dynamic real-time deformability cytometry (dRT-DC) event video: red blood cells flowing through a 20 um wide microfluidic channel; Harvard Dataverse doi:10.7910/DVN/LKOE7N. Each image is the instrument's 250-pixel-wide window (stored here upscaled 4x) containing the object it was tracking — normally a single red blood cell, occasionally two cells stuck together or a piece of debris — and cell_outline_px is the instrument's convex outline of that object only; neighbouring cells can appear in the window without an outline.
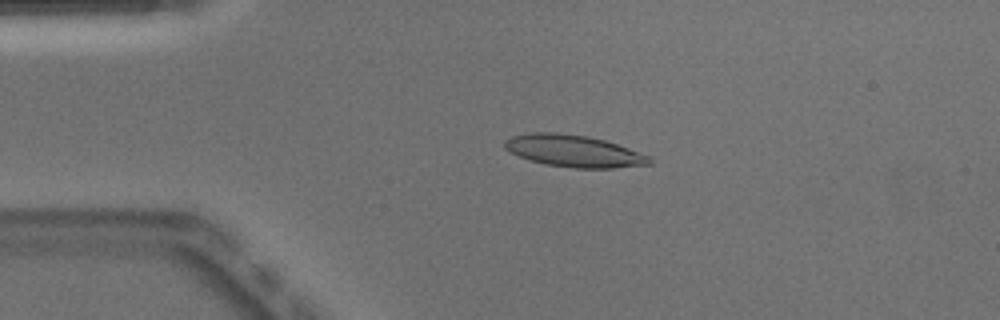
{"species": "Egyptian fruit bat (a non-hibernating species)", "species_latin": "Rousettus aegyptiacus", "temperature_condition": "warm", "stored_images_in_passage": 52, "camera_frame_rate_fps": 3000, "um_per_image_px": 0.085, "animal": {"sex": "male"}, "frame": {"image": 1, "passage_image": 11, "time_ms": 3.333, "image_size_px": [1000, 320], "cell_outline_px": [[652, 164], [612, 168], [572, 168], [544, 164], [520, 156], [504, 148], [504, 140], [512, 136], [532, 132], [556, 132], [588, 136], [604, 140], [652, 156]], "centroid_in_image_um": [48.8, 12.83], "position_along_channel_um": 36.2, "area_um2": 26.93}}
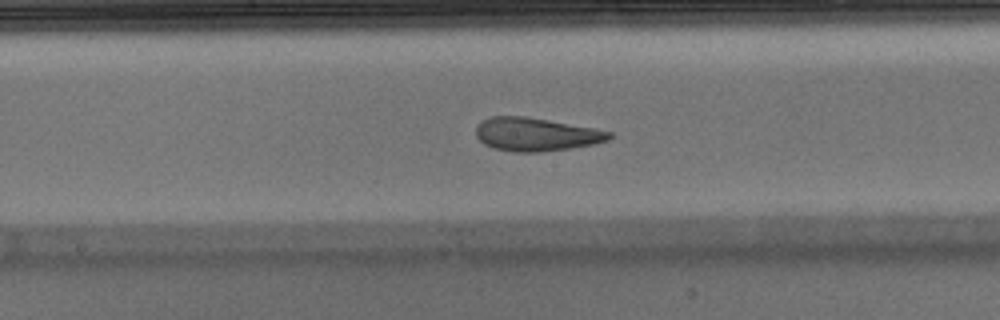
{"frame": {"image": 2, "passage_image": 26, "time_ms": 8.333, "image_size_px": [1000, 320], "cell_outline_px": [[612, 136], [608, 140], [592, 144], [568, 148], [536, 152], [516, 152], [496, 148], [484, 144], [476, 136], [476, 128], [484, 120], [492, 116], [524, 116], [548, 120], [592, 128], [612, 132]], "centroid_in_image_um": [45.54, 11.42], "position_along_channel_um": 202.7, "area_um2": 25.32}}
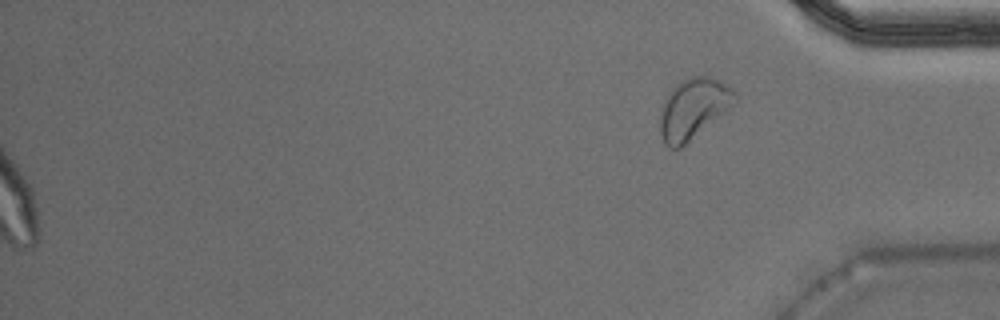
{"frame": {"image": 3, "passage_image": 52, "time_ms": 17.0, "image_size_px": [1000, 320], "cell_outline_px": [[736, 100], [724, 112], [680, 148], [668, 148], [664, 144], [660, 132], [660, 116], [664, 104], [672, 88], [680, 80], [692, 76], [708, 76], [720, 80], [728, 84], [736, 92]], "centroid_in_image_um": [58.93, 9.21], "position_along_channel_um": 376.3, "area_um2": 25.84}, "authors_computed_cell_mechanics": {"area_um2": 26.3568, "velocity_mm_per_s": 3.9469, "shape_relaxation_time_tau1_ms": 7.4538, "shape_relaxation_time_tau2_ms": 1.6472, "deformation_change_tau1": 0.238, "deformation_change_tau2": 0.0997}}